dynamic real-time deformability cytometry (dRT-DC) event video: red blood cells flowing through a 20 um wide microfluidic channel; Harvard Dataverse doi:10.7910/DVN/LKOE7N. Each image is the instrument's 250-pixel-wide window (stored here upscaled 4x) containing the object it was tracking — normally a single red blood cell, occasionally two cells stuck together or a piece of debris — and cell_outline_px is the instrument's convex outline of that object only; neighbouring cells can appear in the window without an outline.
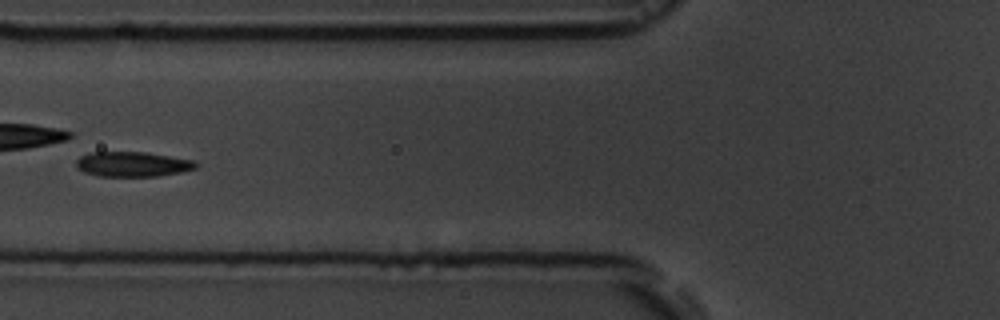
{"species": "common noctule bat (a hibernating species)", "species_latin": "Nyctalus noctula", "temperature_condition": "room temperature", "stored_images_in_passage": 7, "camera_frame_rate_fps": 3000, "um_per_image_px": 0.085, "animal": {"sex": "male", "body_mass_g": 19.5, "forearm_length_mm": 54.6}, "frame": {"image": 1, "passage_image": 7, "time_ms": 7.0, "image_size_px": [1000, 320], "cell_outline_px": [[200, 164], [196, 168], [180, 172], [156, 176], [100, 176], [84, 172], [76, 168], [76, 160], [80, 156], [92, 152], [144, 152], [196, 160]], "centroid_in_image_um": [11.28, 13.95], "position_along_channel_um": 114.5, "area_um2": 17.46}}